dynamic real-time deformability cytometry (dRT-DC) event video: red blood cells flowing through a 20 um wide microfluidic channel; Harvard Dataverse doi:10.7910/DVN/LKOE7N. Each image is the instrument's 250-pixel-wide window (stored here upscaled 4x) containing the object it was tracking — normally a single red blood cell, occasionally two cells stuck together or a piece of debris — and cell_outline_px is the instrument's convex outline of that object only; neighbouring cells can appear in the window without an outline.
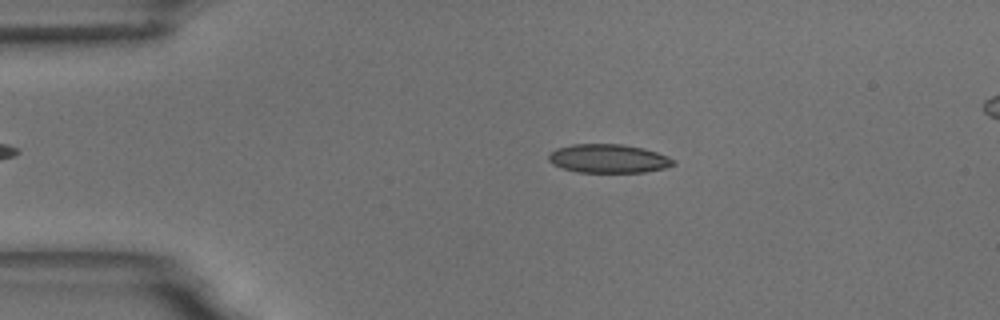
{"species": "common noctule bat (a hibernating species)", "species_latin": "Nyctalus noctula", "temperature_condition": "room temperature", "stored_images_in_passage": 47, "camera_frame_rate_fps": 3000, "um_per_image_px": 0.085, "animal": {"sex": "male", "body_mass_g": 18.8}, "frame": {"image": 1, "passage_image": 10, "time_ms": 3.0, "image_size_px": [1000, 320], "cell_outline_px": [[676, 164], [664, 168], [644, 172], [576, 172], [560, 168], [552, 164], [548, 160], [548, 156], [556, 148], [572, 144], [624, 144], [644, 148], [668, 156], [676, 160]], "centroid_in_image_um": [51.72, 13.48], "position_along_channel_um": 33.3, "area_um2": 21.04}}
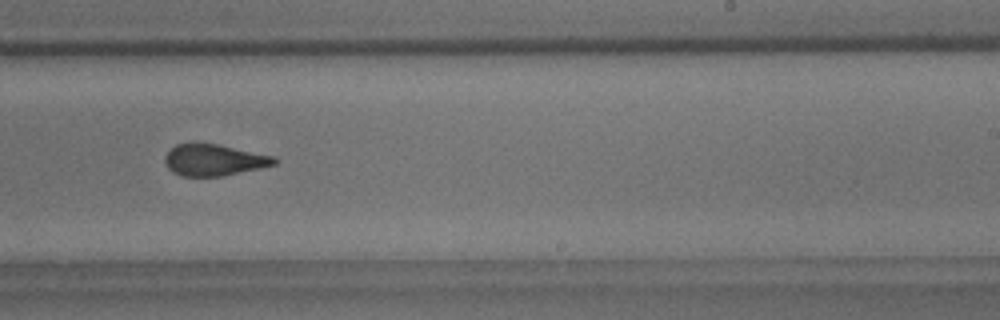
{"frame": {"image": 2, "passage_image": 33, "time_ms": 10.667, "image_size_px": [1000, 320], "cell_outline_px": [[280, 160], [276, 164], [260, 168], [224, 176], [180, 176], [172, 172], [168, 168], [164, 160], [164, 156], [176, 144], [192, 140], [196, 140], [276, 156]], "centroid_in_image_um": [18.17, 13.57], "position_along_channel_um": 270.8, "area_um2": 20.69}}
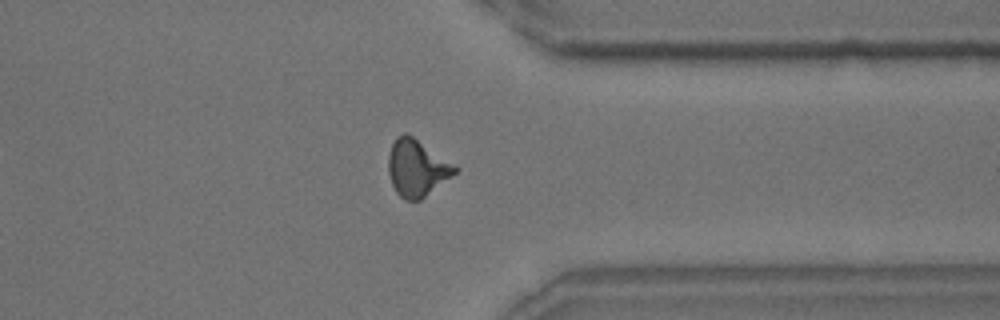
{"frame": {"image": 3, "passage_image": 42, "time_ms": 13.667, "image_size_px": [1000, 320], "cell_outline_px": [[460, 168], [452, 176], [420, 200], [404, 200], [396, 192], [392, 184], [388, 172], [388, 156], [392, 144], [396, 136], [404, 132], [412, 136]], "centroid_in_image_um": [35.42, 14.28], "position_along_channel_um": 376.0, "area_um2": 21.85}, "authors_computed_cell_mechanics": {"area_um2": 21.1548, "velocity_mm_per_s": 3.6459, "shape_relaxation_time_tau1_ms": 9.4165, "shape_relaxation_time_tau2_ms": 1.6507, "deformation_change_tau1": 0.2165, "deformation_change_tau2": 0.0928}}